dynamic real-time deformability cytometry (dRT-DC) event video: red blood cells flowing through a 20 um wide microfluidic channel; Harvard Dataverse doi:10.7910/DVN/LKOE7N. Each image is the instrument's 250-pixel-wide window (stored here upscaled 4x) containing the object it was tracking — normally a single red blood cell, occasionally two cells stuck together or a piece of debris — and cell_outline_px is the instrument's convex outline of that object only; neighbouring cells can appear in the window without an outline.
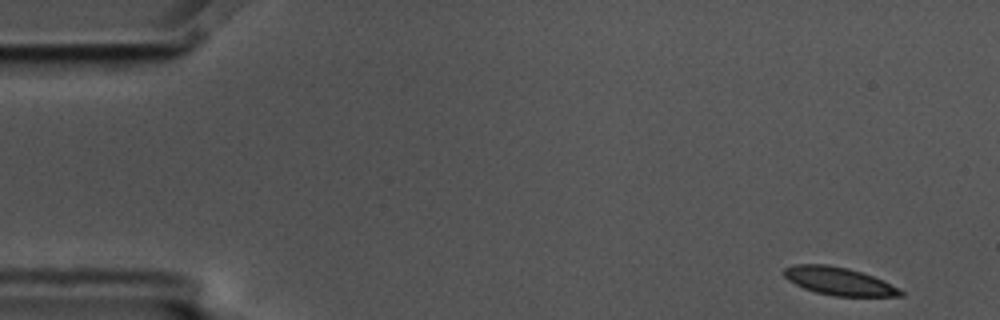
{"species": "common noctule bat (a hibernating species)", "species_latin": "Nyctalus noctula", "temperature_condition": "cold", "stored_images_in_passage": 55, "camera_frame_rate_fps": 3000, "um_per_image_px": 0.085, "animal": {"sex": "male", "body_mass_g": 17.5, "forearm_length_mm": 52.3}, "frame": {"image": 1, "passage_image": 1, "time_ms": 0.0, "image_size_px": [1000, 320], "cell_outline_px": [[904, 296], [832, 296], [816, 292], [804, 288], [788, 280], [784, 276], [784, 268], [792, 264], [828, 264], [848, 268], [884, 280], [904, 292]], "centroid_in_image_um": [71.29, 23.89], "position_along_channel_um": 13.7, "area_um2": 18.9}}
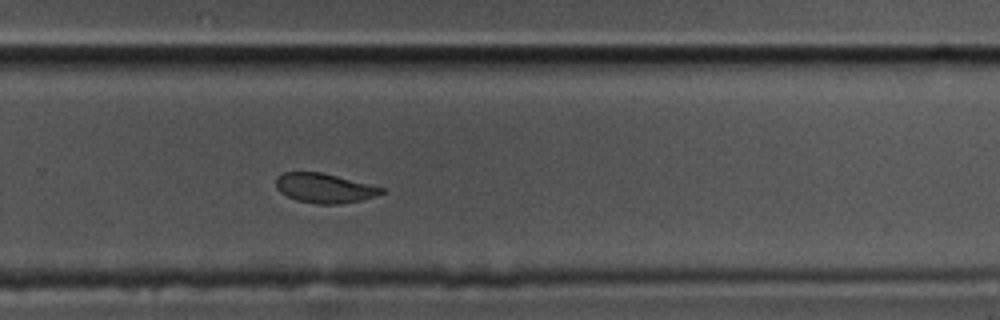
{"frame": {"image": 2, "passage_image": 35, "time_ms": 11.333, "image_size_px": [1000, 320], "cell_outline_px": [[384, 192], [376, 196], [360, 200], [340, 204], [316, 204], [296, 200], [280, 192], [276, 188], [276, 176], [284, 172], [320, 172], [384, 188]], "centroid_in_image_um": [27.54, 15.99], "position_along_channel_um": 302.3, "area_um2": 17.98}}
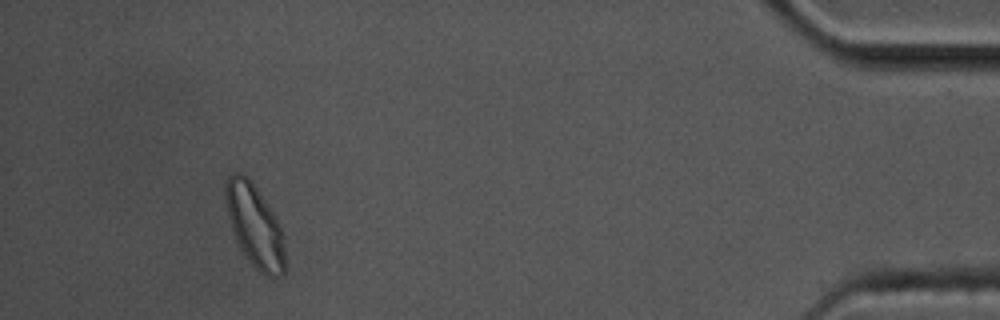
{"frame": {"image": 3, "passage_image": 50, "time_ms": 16.333, "image_size_px": [1000, 320], "cell_outline_px": [[284, 272], [280, 276], [264, 276], [248, 260], [240, 248], [236, 240], [228, 216], [224, 200], [224, 184], [228, 176], [232, 172], [240, 172], [252, 180], [276, 216], [284, 236]], "centroid_in_image_um": [21.63, 19.13], "position_along_channel_um": 413.6, "area_um2": 28.9}, "authors_computed_cell_mechanics": {"area_um2": 19.5942, "velocity_mm_per_s": 3.5374, "shape_relaxation_time_tau1_ms": 2.9643, "shape_relaxation_time_tau2_ms": 1.4033, "deformation_change_tau1": 0.1006, "deformation_change_tau2": 0.0644}}